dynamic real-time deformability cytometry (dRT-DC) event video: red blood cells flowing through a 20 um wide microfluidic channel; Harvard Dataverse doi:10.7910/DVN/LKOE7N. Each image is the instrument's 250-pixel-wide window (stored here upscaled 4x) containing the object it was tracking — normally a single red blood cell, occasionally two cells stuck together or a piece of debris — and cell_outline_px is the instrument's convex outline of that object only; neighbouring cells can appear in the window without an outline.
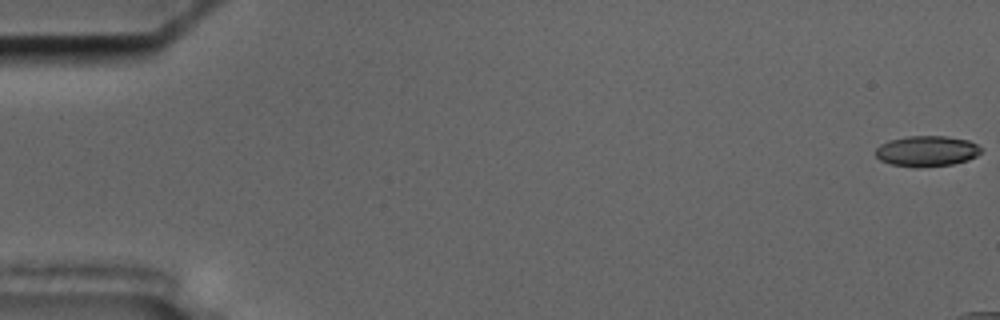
{"species": "common noctule bat (a hibernating species)", "species_latin": "Nyctalus noctula", "temperature_condition": "cold", "stored_images_in_passage": 10, "camera_frame_rate_fps": 3000, "um_per_image_px": 0.085, "animal": {"sex": "male", "body_mass_g": 17.5, "forearm_length_mm": 52.3}, "frame": {"image": 1, "passage_image": 1, "time_ms": 0.0, "image_size_px": [1000, 320], "cell_outline_px": [[980, 152], [976, 156], [968, 160], [952, 164], [916, 168], [892, 164], [880, 160], [876, 156], [876, 148], [880, 144], [888, 140], [908, 136], [944, 136], [968, 140], [976, 144], [980, 148]], "centroid_in_image_um": [78.74, 12.84], "position_along_channel_um": 6.3, "area_um2": 18.79}}